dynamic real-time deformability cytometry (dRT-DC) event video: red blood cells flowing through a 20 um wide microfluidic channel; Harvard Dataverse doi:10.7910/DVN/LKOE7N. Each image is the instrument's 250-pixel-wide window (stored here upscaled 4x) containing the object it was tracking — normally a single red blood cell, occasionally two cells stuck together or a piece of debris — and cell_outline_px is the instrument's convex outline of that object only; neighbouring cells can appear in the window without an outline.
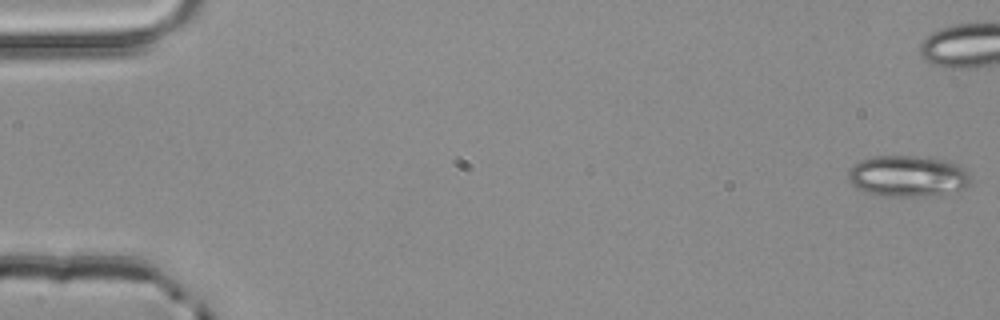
{"species": "common noctule bat (a hibernating species)", "species_latin": "Nyctalus noctula", "temperature_condition": "room temperature", "stored_images_in_passage": 4, "camera_frame_rate_fps": 3000, "um_per_image_px": 0.085, "animal": {"sex": "male", "body_mass_g": 20.4}, "frame": {"image": 1, "passage_image": 1, "time_ms": 0.0, "image_size_px": [1000, 320], "cell_outline_px": [[972, 184], [956, 192], [940, 196], [884, 196], [868, 192], [856, 188], [848, 180], [848, 172], [860, 160], [876, 156], [916, 156], [944, 160], [956, 164], [964, 168], [968, 172], [972, 180]], "centroid_in_image_um": [77.22, 14.99], "position_along_channel_um": 7.8, "area_um2": 29.65}}